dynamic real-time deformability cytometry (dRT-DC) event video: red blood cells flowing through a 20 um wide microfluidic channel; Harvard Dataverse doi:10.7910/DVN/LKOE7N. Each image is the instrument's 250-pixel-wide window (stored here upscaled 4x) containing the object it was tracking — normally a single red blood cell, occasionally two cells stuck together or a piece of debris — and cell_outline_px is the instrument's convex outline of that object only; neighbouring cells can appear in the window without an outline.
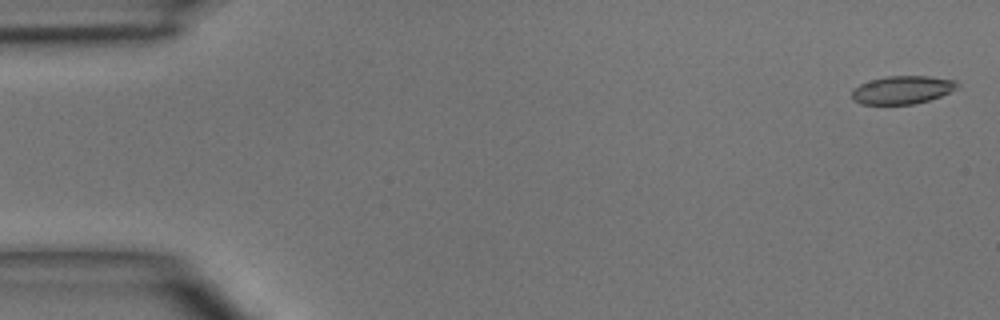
{"species": "common noctule bat (a hibernating species)", "species_latin": "Nyctalus noctula", "temperature_condition": "room temperature", "stored_images_in_passage": 4, "camera_frame_rate_fps": 3000, "um_per_image_px": 0.085, "animal": {"sex": "male", "body_mass_g": 15.6}, "frame": {"image": 1, "passage_image": 1, "time_ms": 0.0, "image_size_px": [1000, 320], "cell_outline_px": [[960, 84], [956, 88], [940, 96], [928, 100], [912, 104], [860, 104], [852, 100], [852, 88], [860, 84], [872, 80], [888, 76], [928, 76], [956, 80]], "centroid_in_image_um": [76.67, 7.64], "position_along_channel_um": 8.3, "area_um2": 17.17}}